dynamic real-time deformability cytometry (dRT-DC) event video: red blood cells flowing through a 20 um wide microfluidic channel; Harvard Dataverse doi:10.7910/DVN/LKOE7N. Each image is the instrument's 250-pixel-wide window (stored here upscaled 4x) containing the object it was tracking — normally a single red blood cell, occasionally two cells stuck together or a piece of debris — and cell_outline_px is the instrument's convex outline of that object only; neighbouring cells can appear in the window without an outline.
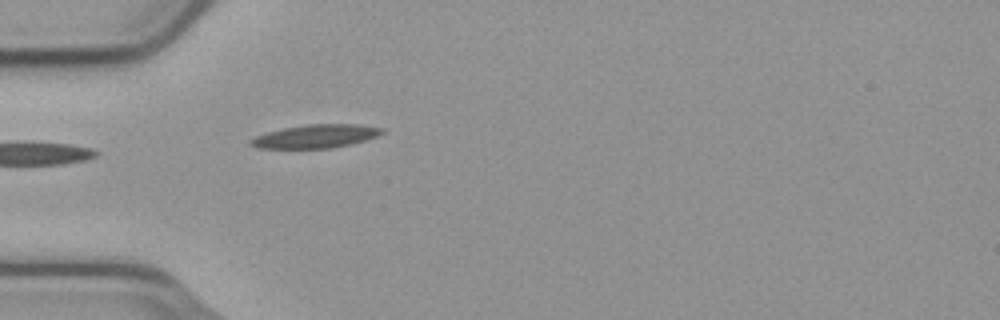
{"species": "common noctule bat (a hibernating species)", "species_latin": "Nyctalus noctula", "temperature_condition": "cold", "stored_images_in_passage": 8, "camera_frame_rate_fps": 3000, "um_per_image_px": 0.085, "animal": {"sex": "male", "body_mass_g": 23.1, "forearm_length_mm": 52.7}, "frame": {"image": 1, "passage_image": 1, "time_ms": 0.0, "image_size_px": [1000, 320], "cell_outline_px": [[384, 132], [376, 136], [364, 140], [332, 148], [256, 148], [248, 144], [248, 140], [256, 136], [268, 132], [284, 128], [308, 124], [356, 124], [384, 128]], "centroid_in_image_um": [26.79, 11.58], "position_along_channel_um": 58.2, "area_um2": 17.74}}